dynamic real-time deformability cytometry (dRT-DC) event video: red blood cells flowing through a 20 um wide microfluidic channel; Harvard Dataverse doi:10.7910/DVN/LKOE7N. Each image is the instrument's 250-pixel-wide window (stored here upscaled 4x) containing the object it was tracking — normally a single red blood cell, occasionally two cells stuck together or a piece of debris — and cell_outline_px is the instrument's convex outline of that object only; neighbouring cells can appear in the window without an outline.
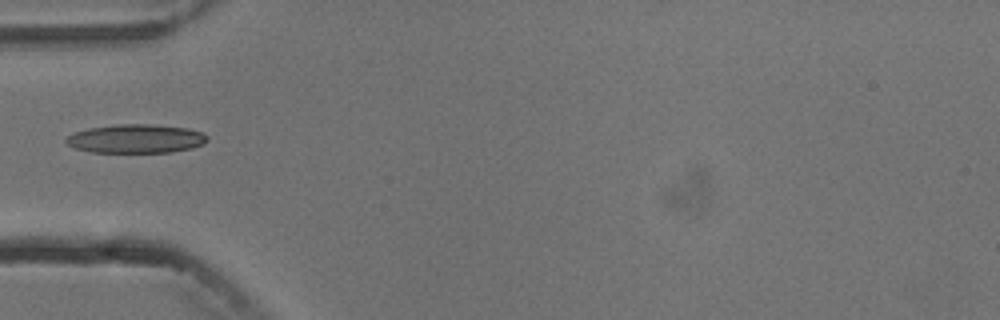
{"species": "common noctule bat (a hibernating species)", "species_latin": "Nyctalus noctula", "temperature_condition": "cold", "stored_images_in_passage": 2, "camera_frame_rate_fps": 3000, "um_per_image_px": 0.085, "animal": {"sex": "male", "body_mass_g": 13.3}, "frame": {"image": 1, "passage_image": 1, "time_ms": 0.0, "image_size_px": [1000, 320], "cell_outline_px": [[208, 140], [204, 144], [192, 148], [172, 152], [92, 152], [76, 148], [68, 144], [64, 140], [72, 132], [88, 128], [116, 124], [152, 124], [188, 128], [200, 132], [208, 136]], "centroid_in_image_um": [11.56, 11.78], "position_along_channel_um": 73.4, "area_um2": 23.76}}
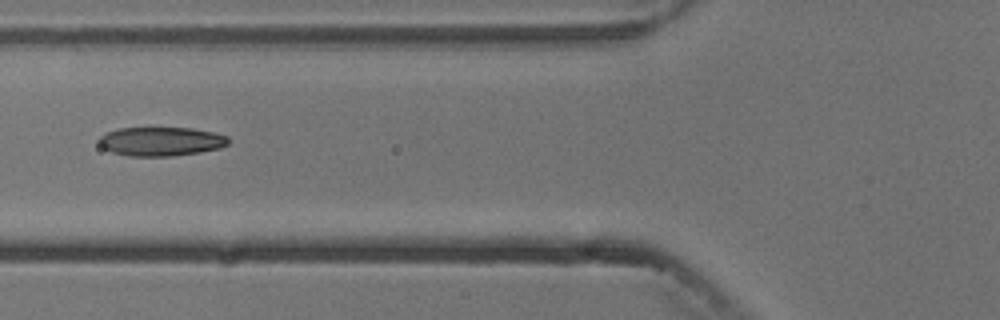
{"frame": {"image": 2, "passage_image": 2, "time_ms": 1.0, "image_size_px": [1000, 320], "cell_outline_px": [[228, 144], [220, 148], [200, 152], [172, 156], [128, 156], [112, 152], [104, 148], [100, 144], [100, 136], [108, 132], [120, 128], [192, 128], [212, 132], [228, 136]], "centroid_in_image_um": [13.71, 12.02], "position_along_channel_um": 112.1, "area_um2": 21.68}}